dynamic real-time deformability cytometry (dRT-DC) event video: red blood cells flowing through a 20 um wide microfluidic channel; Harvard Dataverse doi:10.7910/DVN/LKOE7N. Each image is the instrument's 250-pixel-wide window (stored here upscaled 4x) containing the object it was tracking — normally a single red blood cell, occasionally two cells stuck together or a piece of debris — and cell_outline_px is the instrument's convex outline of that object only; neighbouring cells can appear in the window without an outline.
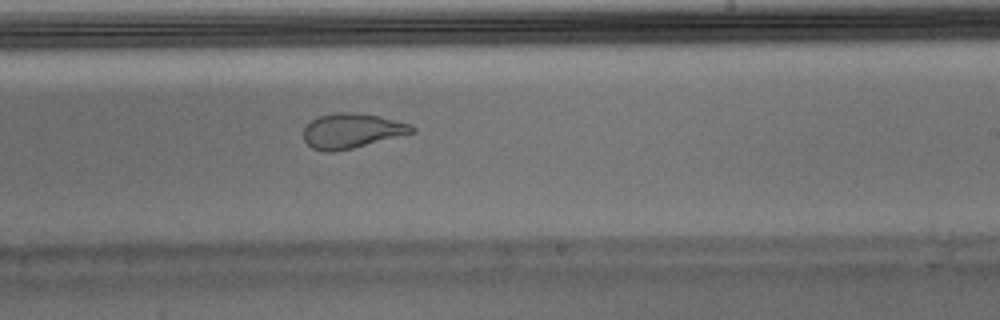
{"species": "Egyptian fruit bat (a non-hibernating species)", "species_latin": "Rousettus aegyptiacus", "temperature_condition": "warm", "stored_images_in_passage": 37, "camera_frame_rate_fps": 3000, "um_per_image_px": 0.085, "animal": {"sex": "male"}, "frame": {"image": 1, "passage_image": 16, "time_ms": 5.0, "image_size_px": [1000, 320], "cell_outline_px": [[416, 132], [352, 148], [332, 152], [328, 152], [312, 148], [304, 140], [304, 128], [312, 120], [320, 116], [340, 112], [348, 112], [380, 116], [412, 124], [416, 128]], "centroid_in_image_um": [29.94, 11.12], "position_along_channel_um": 259.1, "area_um2": 21.79}, "authors_computed_cell_mechanics": {"area_um2": 23.987, "velocity_mm_per_s": 3.7811, "shape_relaxation_time_tau1_ms": null, "shape_relaxation_time_tau2_ms": 0.8687, "deformation_change_tau1": null, "deformation_change_tau2": 0.0735}}